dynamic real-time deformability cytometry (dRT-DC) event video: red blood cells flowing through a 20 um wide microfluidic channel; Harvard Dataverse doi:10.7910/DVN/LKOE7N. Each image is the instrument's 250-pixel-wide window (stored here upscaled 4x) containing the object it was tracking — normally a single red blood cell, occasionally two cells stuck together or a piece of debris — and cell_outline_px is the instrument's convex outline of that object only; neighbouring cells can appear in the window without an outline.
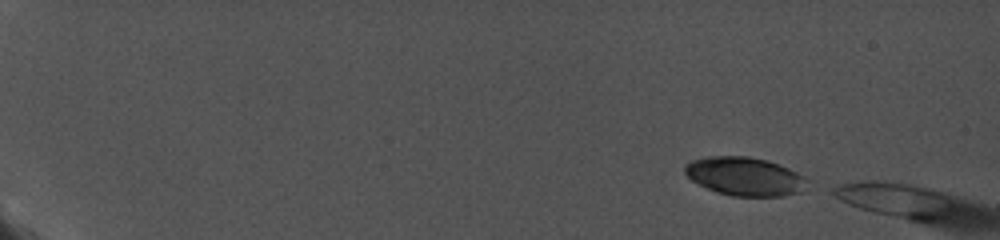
{"species": "common noctule bat (a hibernating species)", "species_latin": "Nyctalus noctula", "temperature_condition": "cold", "stored_images_in_passage": 5, "camera_frame_rate_fps": 5000, "um_per_image_px": 0.085, "animal": {"sex": "female", "body_mass_g": 19.0, "forearm_length_mm": 56.7}, "frame": {"image": 1, "passage_image": 1, "time_ms": 0.0, "image_size_px": [1000, 240], "cell_outline_px": [[812, 180], [804, 192], [784, 196], [732, 196], [716, 192], [692, 180], [684, 172], [684, 164], [692, 160], [708, 156], [748, 156], [768, 160], [780, 164]], "centroid_in_image_um": [63.38, 15.0], "position_along_channel_um": 21.6, "area_um2": 27.92}}